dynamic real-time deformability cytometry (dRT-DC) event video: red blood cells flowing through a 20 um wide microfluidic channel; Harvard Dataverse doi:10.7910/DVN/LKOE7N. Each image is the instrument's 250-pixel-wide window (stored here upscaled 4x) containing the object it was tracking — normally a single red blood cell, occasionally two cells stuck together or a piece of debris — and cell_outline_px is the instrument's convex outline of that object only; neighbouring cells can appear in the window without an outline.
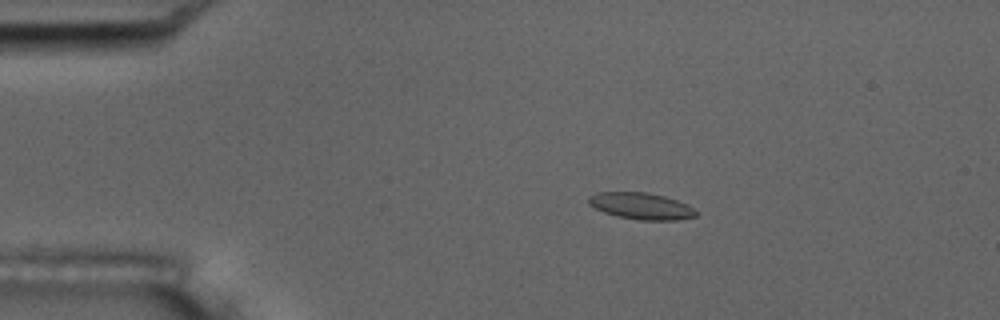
{"species": "common noctule bat (a hibernating species)", "species_latin": "Nyctalus noctula", "temperature_condition": "room temperature", "stored_images_in_passage": 45, "camera_frame_rate_fps": 3000, "um_per_image_px": 0.085, "animal": {"sex": "male", "body_mass_g": 17.5, "forearm_length_mm": 52.3}, "frame": {"image": 1, "passage_image": 1, "time_ms": 0.0, "image_size_px": [1000, 320], "cell_outline_px": [[696, 216], [676, 220], [640, 220], [616, 216], [604, 212], [588, 204], [588, 196], [596, 192], [644, 192], [664, 196], [688, 204], [696, 212]], "centroid_in_image_um": [54.47, 17.51], "position_along_channel_um": 30.5, "area_um2": 16.59}, "authors_computed_cell_mechanics": {"area_um2": 16.473, "velocity_mm_per_s": 3.7073, "shape_relaxation_time_tau1_ms": 7.7767, "shape_relaxation_time_tau2_ms": 1.5281, "deformation_change_tau1": 0.147, "deformation_change_tau2": 0.0572}}